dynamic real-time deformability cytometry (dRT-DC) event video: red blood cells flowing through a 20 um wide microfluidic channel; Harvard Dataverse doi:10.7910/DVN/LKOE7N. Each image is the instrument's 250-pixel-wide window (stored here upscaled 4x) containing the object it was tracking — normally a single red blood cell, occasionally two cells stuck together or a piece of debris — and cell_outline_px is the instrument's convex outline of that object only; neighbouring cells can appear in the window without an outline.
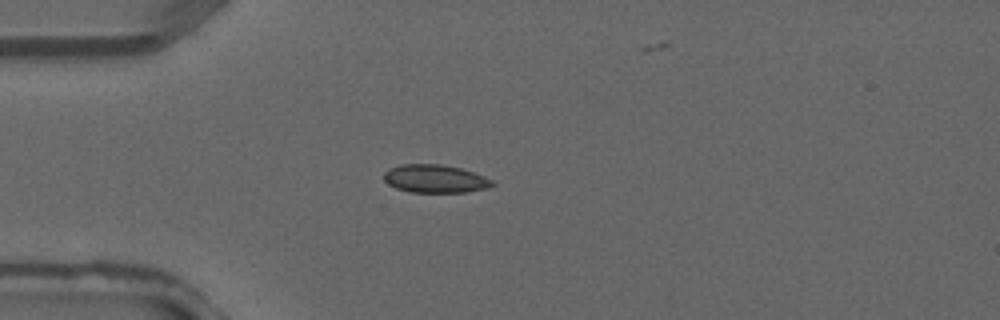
{"species": "common noctule bat (a hibernating species)", "species_latin": "Nyctalus noctula", "temperature_condition": "warm", "stored_images_in_passage": 4, "camera_frame_rate_fps": 3000, "um_per_image_px": 0.085, "animal": {"sex": "male", "forearm_length_mm": 52.5}, "frame": {"image": 1, "passage_image": 4, "time_ms": 1.0, "image_size_px": [1000, 320], "cell_outline_px": [[496, 184], [488, 188], [468, 192], [408, 192], [396, 188], [388, 184], [384, 180], [384, 172], [400, 164], [440, 164], [460, 168], [484, 176], [492, 180]], "centroid_in_image_um": [36.99, 15.2], "position_along_channel_um": 48.0, "area_um2": 17.74}}